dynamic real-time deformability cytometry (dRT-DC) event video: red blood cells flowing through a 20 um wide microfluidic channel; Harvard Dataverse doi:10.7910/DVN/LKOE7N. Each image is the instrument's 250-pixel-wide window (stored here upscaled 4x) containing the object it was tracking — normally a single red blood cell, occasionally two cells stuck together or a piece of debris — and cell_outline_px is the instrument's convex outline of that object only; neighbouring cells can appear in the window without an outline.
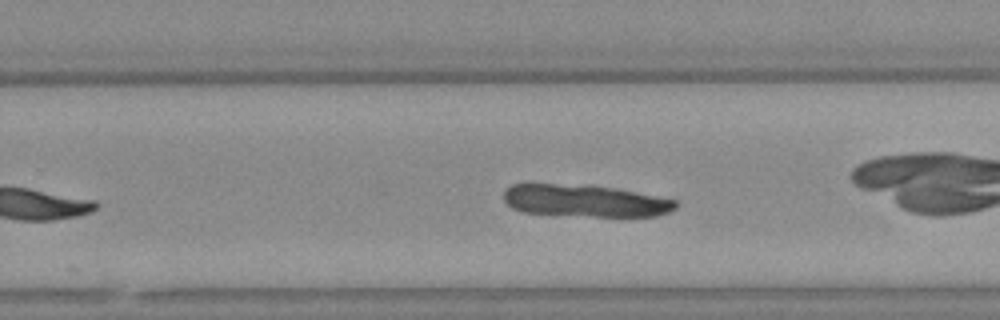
{"species": "Egyptian fruit bat (a non-hibernating species)", "species_latin": "Rousettus aegyptiacus", "temperature_condition": "warm", "stored_images_in_passage": 18, "camera_frame_rate_fps": 3000, "um_per_image_px": 0.085, "animal": {"sex": "female"}, "frame": {"image": 1, "passage_image": 13, "time_ms": 4.0, "image_size_px": [1000, 320], "cell_outline_px": [[676, 208], [668, 212], [656, 216], [620, 220], [520, 212], [512, 208], [504, 200], [504, 188], [512, 184], [588, 184], [616, 188], [676, 200]], "centroid_in_image_um": [49.76, 17.11], "position_along_channel_um": 280.0, "area_um2": 33.87}}